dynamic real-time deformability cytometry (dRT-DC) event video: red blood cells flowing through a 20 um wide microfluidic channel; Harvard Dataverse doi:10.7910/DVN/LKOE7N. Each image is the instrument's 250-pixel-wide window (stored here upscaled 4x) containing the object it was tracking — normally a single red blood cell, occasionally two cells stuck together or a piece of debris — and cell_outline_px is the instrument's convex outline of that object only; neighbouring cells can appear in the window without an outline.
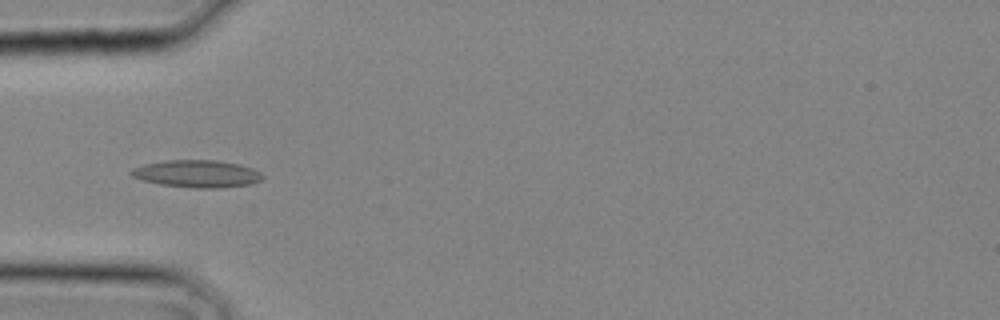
{"species": "common noctule bat (a hibernating species)", "species_latin": "Nyctalus noctula", "temperature_condition": "cold", "stored_images_in_passage": 16, "camera_frame_rate_fps": 3000, "um_per_image_px": 0.085, "animal": {"sex": "male", "body_mass_g": 20.4}, "frame": {"image": 1, "passage_image": 9, "time_ms": 2.667, "image_size_px": [1000, 320], "cell_outline_px": [[264, 176], [260, 180], [252, 184], [220, 188], [196, 188], [160, 184], [144, 180], [132, 176], [128, 172], [132, 168], [144, 164], [164, 160], [216, 160], [240, 164], [252, 168], [260, 172]], "centroid_in_image_um": [16.75, 14.76], "position_along_channel_um": 68.2, "area_um2": 20.98}}
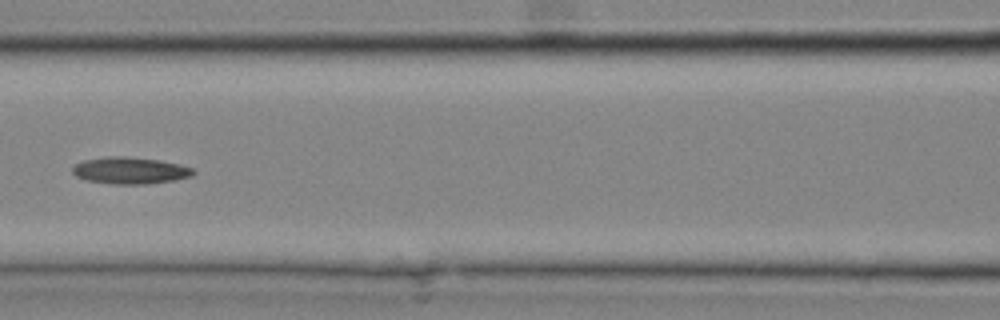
{"frame": {"image": 2, "passage_image": 13, "time_ms": 4.0, "image_size_px": [1000, 320], "cell_outline_px": [[196, 172], [192, 176], [176, 180], [144, 184], [112, 184], [84, 180], [76, 176], [72, 172], [72, 168], [76, 164], [84, 160], [104, 156], [128, 156], [160, 160], [180, 164], [192, 168]], "centroid_in_image_um": [11.06, 14.49], "position_along_channel_um": 155.5, "area_um2": 19.07}}
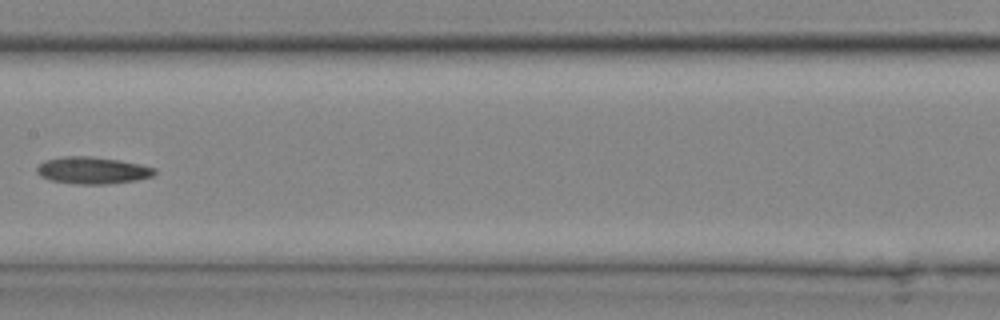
{"frame": {"image": 3, "passage_image": 15, "time_ms": 4.667, "image_size_px": [1000, 320], "cell_outline_px": [[156, 172], [152, 176], [136, 180], [104, 184], [76, 184], [52, 180], [40, 176], [36, 172], [36, 168], [44, 160], [64, 156], [88, 156], [120, 160], [140, 164], [156, 168]], "centroid_in_image_um": [7.85, 14.47], "position_along_channel_um": 199.5, "area_um2": 18.44}}